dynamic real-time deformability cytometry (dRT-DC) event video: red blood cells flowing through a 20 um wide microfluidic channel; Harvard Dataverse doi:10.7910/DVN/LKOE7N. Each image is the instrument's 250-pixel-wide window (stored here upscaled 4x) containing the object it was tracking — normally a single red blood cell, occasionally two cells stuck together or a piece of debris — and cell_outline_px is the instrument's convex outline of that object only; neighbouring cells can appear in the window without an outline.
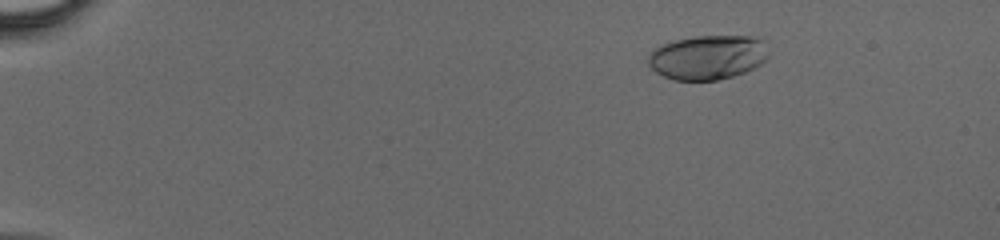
{"species": "human", "species_latin": "Homo sapiens", "temperature_condition": "cold", "stored_images_in_passage": 46, "camera_frame_rate_fps": 3000, "um_per_image_px": 0.085, "donor": {"sex": "male"}, "frame": {"image": 1, "passage_image": 7, "time_ms": 2.0, "image_size_px": [1000, 240], "cell_outline_px": [[768, 56], [760, 64], [744, 72], [732, 76], [716, 80], [676, 80], [664, 76], [656, 72], [648, 64], [648, 56], [660, 44], [668, 40], [696, 36], [760, 36], [764, 40], [768, 52]], "centroid_in_image_um": [60.15, 4.84], "position_along_channel_um": 24.8, "area_um2": 31.33}}
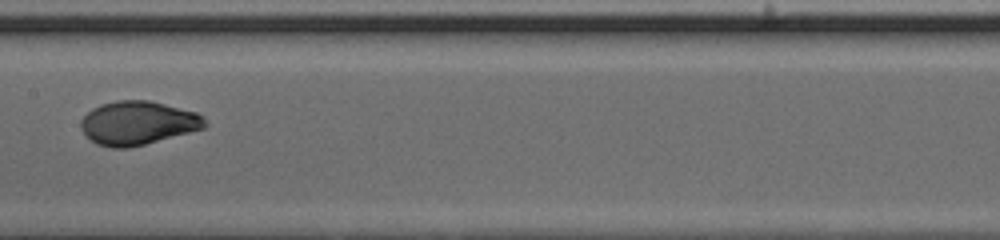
{"frame": {"image": 2, "passage_image": 26, "time_ms": 8.333, "image_size_px": [1000, 240], "cell_outline_px": [[208, 124], [204, 128], [144, 144], [128, 148], [112, 148], [96, 144], [80, 128], [80, 120], [92, 108], [100, 104], [116, 100], [148, 100], [196, 112]], "centroid_in_image_um": [11.67, 10.45], "position_along_channel_um": 195.7, "area_um2": 31.27}}
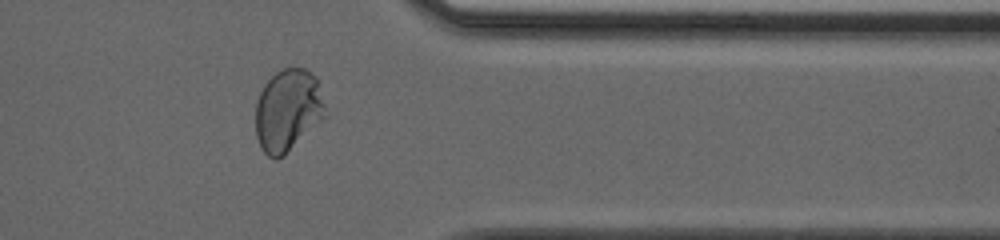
{"frame": {"image": 3, "passage_image": 39, "time_ms": 12.667, "image_size_px": [1000, 240], "cell_outline_px": [[324, 116], [284, 156], [276, 160], [268, 156], [260, 148], [256, 136], [256, 104], [260, 92], [264, 84], [276, 72], [284, 68], [304, 68], [316, 76], [324, 104]], "centroid_in_image_um": [24.43, 9.38], "position_along_channel_um": 387.0, "area_um2": 33.0}}